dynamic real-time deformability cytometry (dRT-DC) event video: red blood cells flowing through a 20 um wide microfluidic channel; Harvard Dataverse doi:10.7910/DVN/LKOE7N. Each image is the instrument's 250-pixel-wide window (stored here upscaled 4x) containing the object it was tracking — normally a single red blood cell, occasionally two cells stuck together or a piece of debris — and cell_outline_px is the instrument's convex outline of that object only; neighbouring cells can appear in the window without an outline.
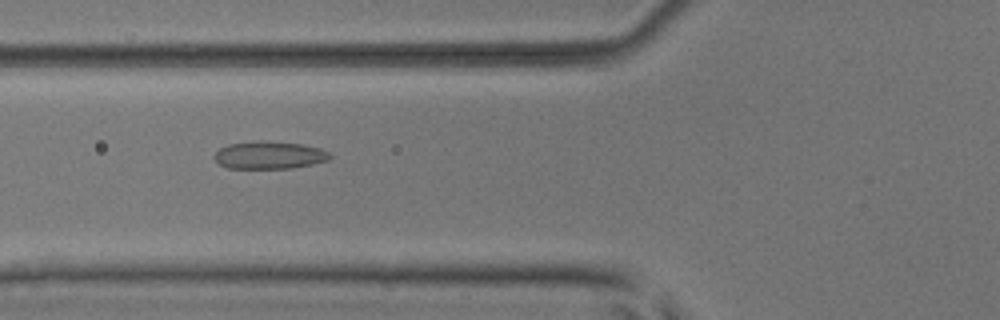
{"species": "common noctule bat (a hibernating species)", "species_latin": "Nyctalus noctula", "temperature_condition": "room temperature", "stored_images_in_passage": 8, "camera_frame_rate_fps": 3000, "um_per_image_px": 0.085, "animal": {"sex": "male", "body_mass_g": 17.9, "forearm_length_mm": 54.2}, "frame": {"image": 1, "passage_image": 5, "time_ms": 1.333, "image_size_px": [1000, 320], "cell_outline_px": [[332, 156], [328, 160], [312, 164], [292, 168], [228, 168], [220, 164], [212, 156], [220, 148], [228, 144], [252, 140], [260, 140], [304, 144], [320, 148], [328, 152]], "centroid_in_image_um": [22.88, 13.17], "position_along_channel_um": 102.9, "area_um2": 18.73}}
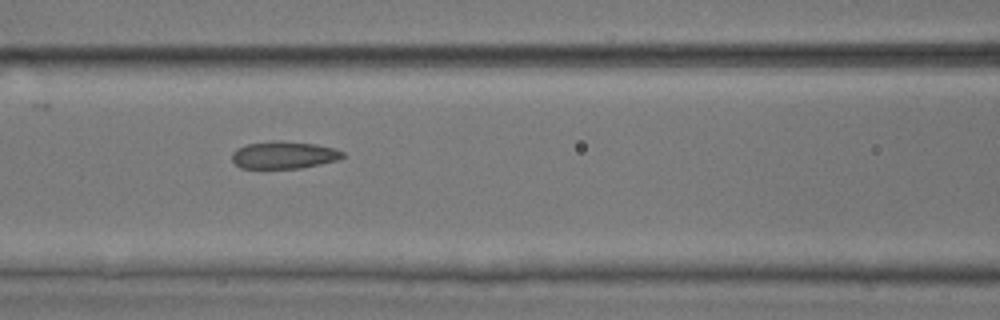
{"frame": {"image": 2, "passage_image": 6, "time_ms": 1.667, "image_size_px": [1000, 320], "cell_outline_px": [[344, 156], [336, 160], [320, 164], [300, 168], [240, 168], [232, 160], [232, 152], [236, 148], [248, 144], [272, 140], [280, 140], [316, 144], [332, 148], [344, 152]], "centroid_in_image_um": [24.09, 13.16], "position_along_channel_um": 142.5, "area_um2": 17.63}}
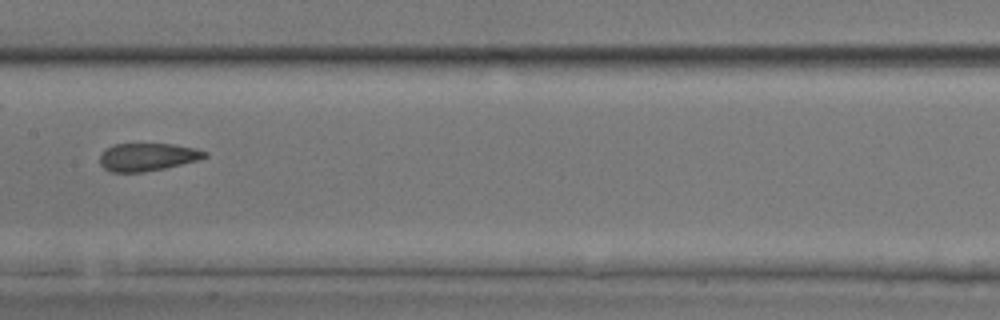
{"frame": {"image": 3, "passage_image": 7, "time_ms": 2.0, "image_size_px": [1000, 320], "cell_outline_px": [[208, 156], [200, 160], [164, 168], [144, 172], [112, 172], [104, 168], [100, 164], [100, 156], [112, 144], [172, 144], [196, 148], [208, 152]], "centroid_in_image_um": [12.58, 13.34], "position_along_channel_um": 194.8, "area_um2": 16.99}}